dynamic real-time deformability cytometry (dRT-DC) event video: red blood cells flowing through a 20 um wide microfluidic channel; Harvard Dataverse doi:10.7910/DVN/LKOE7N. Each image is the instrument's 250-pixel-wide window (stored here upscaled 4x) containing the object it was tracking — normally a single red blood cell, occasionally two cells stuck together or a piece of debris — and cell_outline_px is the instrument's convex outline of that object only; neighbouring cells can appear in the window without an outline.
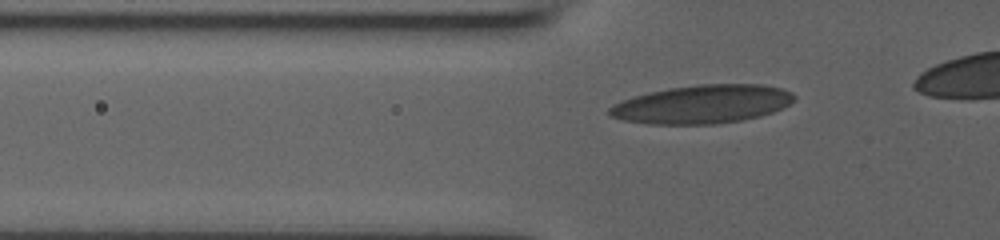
{"species": "human", "species_latin": "Homo sapiens", "temperature_condition": "room temperature", "stored_images_in_passage": 33, "camera_frame_rate_fps": 3000, "um_per_image_px": 0.085, "donor": {"sex": "male"}, "frame": {"image": 1, "passage_image": 5, "time_ms": 1.333, "image_size_px": [1000, 240], "cell_outline_px": [[796, 100], [772, 112], [760, 116], [740, 120], [716, 124], [648, 124], [624, 120], [612, 116], [608, 112], [608, 108], [624, 100], [648, 92], [668, 88], [700, 84], [760, 84], [780, 88], [792, 92], [796, 96]], "centroid_in_image_um": [59.72, 8.85], "position_along_channel_um": 66.1, "area_um2": 41.15}}
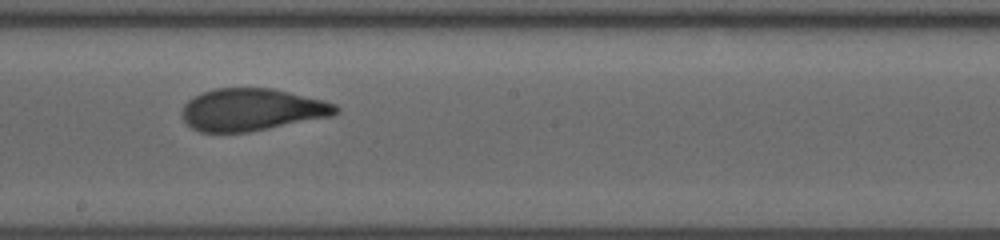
{"frame": {"image": 2, "passage_image": 17, "time_ms": 5.333, "image_size_px": [1000, 240], "cell_outline_px": [[340, 112], [332, 116], [248, 132], [200, 132], [192, 128], [184, 120], [180, 112], [184, 104], [188, 100], [200, 92], [212, 88], [272, 88], [324, 100], [336, 104], [340, 108]], "centroid_in_image_um": [21.4, 9.31], "position_along_channel_um": 226.8, "area_um2": 38.09}}
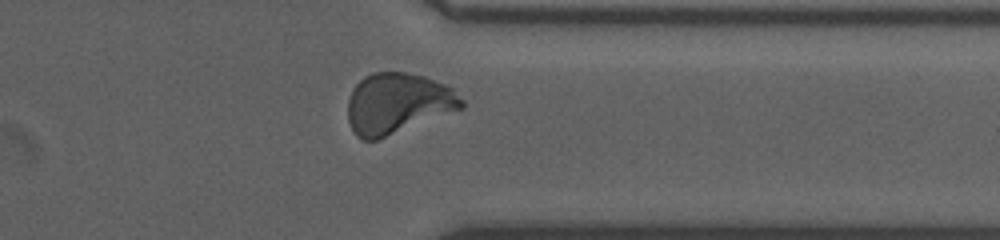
{"frame": {"image": 3, "passage_image": 28, "time_ms": 9.0, "image_size_px": [1000, 240], "cell_outline_px": [[464, 108], [376, 140], [360, 140], [356, 136], [348, 120], [348, 100], [352, 88], [364, 76], [372, 72], [404, 72], [424, 76], [444, 84], [452, 88], [464, 100]], "centroid_in_image_um": [33.79, 8.79], "position_along_channel_um": 377.6, "area_um2": 40.29}}